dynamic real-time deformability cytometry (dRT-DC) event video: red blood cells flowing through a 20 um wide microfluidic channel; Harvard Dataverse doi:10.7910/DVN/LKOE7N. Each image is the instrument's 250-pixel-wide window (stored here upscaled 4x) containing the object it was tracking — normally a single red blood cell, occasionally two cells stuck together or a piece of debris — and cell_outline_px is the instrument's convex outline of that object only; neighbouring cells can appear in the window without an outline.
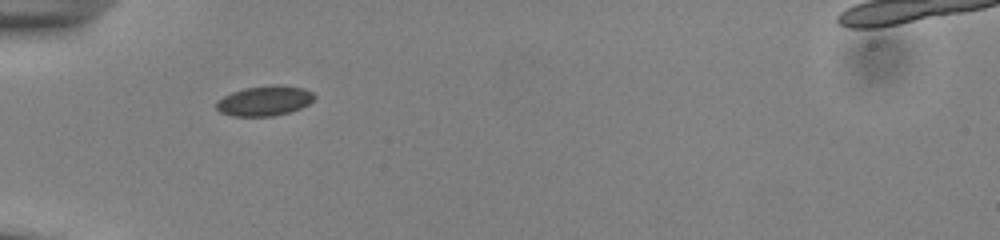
{"species": "common noctule bat (a hibernating species)", "species_latin": "Nyctalus noctula", "temperature_condition": "cold", "stored_images_in_passage": 37, "camera_frame_rate_fps": 3000, "um_per_image_px": 0.085, "animal": {"sex": "male", "body_mass_g": 13.0, "forearm_length_mm": 53.1}, "frame": {"image": 1, "passage_image": 1, "time_ms": 0.0, "image_size_px": [1000, 240], "cell_outline_px": [[316, 96], [308, 104], [300, 108], [288, 112], [272, 116], [232, 116], [220, 112], [216, 108], [216, 104], [224, 96], [232, 92], [244, 88], [272, 84], [280, 84], [304, 88], [312, 92]], "centroid_in_image_um": [22.5, 8.55], "position_along_channel_um": 62.5, "area_um2": 17.11}}
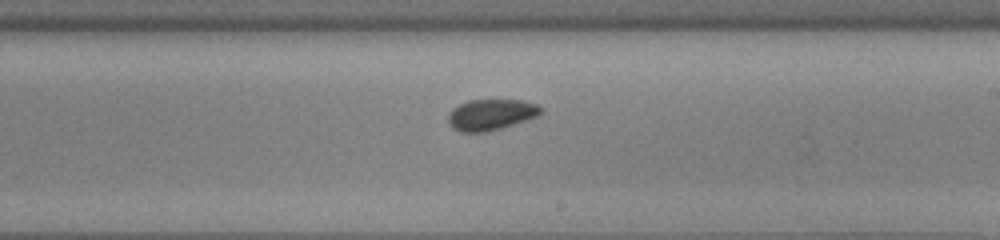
{"frame": {"image": 2, "passage_image": 16, "time_ms": 5.0, "image_size_px": [1000, 240], "cell_outline_px": [[544, 112], [540, 116], [500, 128], [484, 132], [460, 132], [452, 128], [448, 124], [448, 116], [452, 108], [468, 100], [520, 100], [536, 104], [544, 108]], "centroid_in_image_um": [41.75, 9.74], "position_along_channel_um": 247.2, "area_um2": 16.88}}
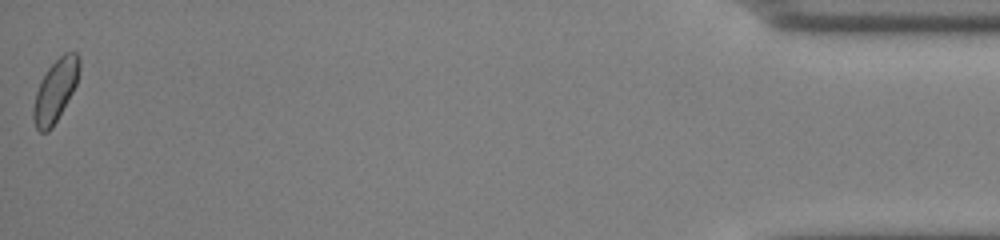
{"frame": {"image": 3, "passage_image": 37, "time_ms": 12.0, "image_size_px": [1000, 240], "cell_outline_px": [[80, 68], [76, 84], [72, 92], [52, 128], [48, 132], [40, 132], [36, 128], [32, 116], [32, 108], [36, 92], [40, 80], [48, 68], [64, 52], [76, 52], [80, 56]], "centroid_in_image_um": [4.69, 7.69], "position_along_channel_um": 430.5, "area_um2": 16.65}, "authors_computed_cell_mechanics": {"area_um2": 16.5886, "velocity_mm_per_s": 3.8322, "shape_relaxation_time_tau1_ms": null, "shape_relaxation_time_tau2_ms": 1.4819, "deformation_change_tau1": null, "deformation_change_tau2": 0.0514}}